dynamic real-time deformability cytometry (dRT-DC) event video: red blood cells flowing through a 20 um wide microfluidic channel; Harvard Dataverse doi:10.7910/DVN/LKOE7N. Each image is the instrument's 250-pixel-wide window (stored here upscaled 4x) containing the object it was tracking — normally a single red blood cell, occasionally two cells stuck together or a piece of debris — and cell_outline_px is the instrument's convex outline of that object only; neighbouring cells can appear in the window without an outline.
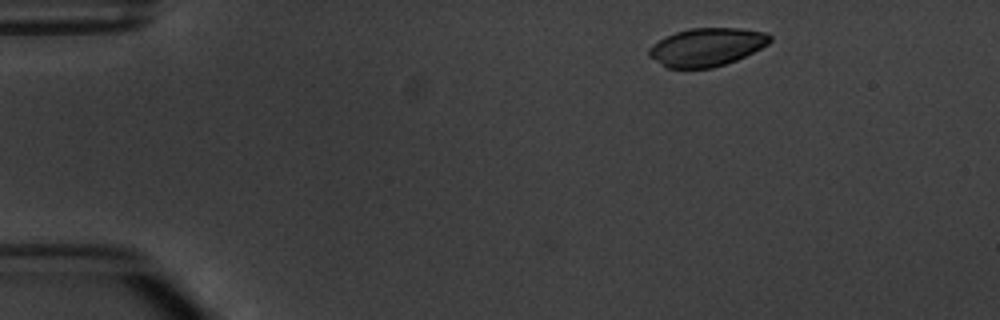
{"species": "common noctule bat (a hibernating species)", "species_latin": "Nyctalus noctula", "temperature_condition": "warm", "stored_images_in_passage": 3, "camera_frame_rate_fps": 3000, "um_per_image_px": 0.085, "animal": {"sex": "male", "body_mass_g": 20.1, "forearm_length_mm": 53.5}, "frame": {"image": 1, "passage_image": 1, "time_ms": 0.0, "image_size_px": [1000, 320], "cell_outline_px": [[772, 40], [768, 44], [736, 60], [712, 68], [664, 68], [648, 56], [648, 48], [652, 44], [664, 36], [688, 28], [740, 28], [768, 32], [772, 36]], "centroid_in_image_um": [60.03, 3.99], "position_along_channel_um": 25.0, "area_um2": 27.17}}